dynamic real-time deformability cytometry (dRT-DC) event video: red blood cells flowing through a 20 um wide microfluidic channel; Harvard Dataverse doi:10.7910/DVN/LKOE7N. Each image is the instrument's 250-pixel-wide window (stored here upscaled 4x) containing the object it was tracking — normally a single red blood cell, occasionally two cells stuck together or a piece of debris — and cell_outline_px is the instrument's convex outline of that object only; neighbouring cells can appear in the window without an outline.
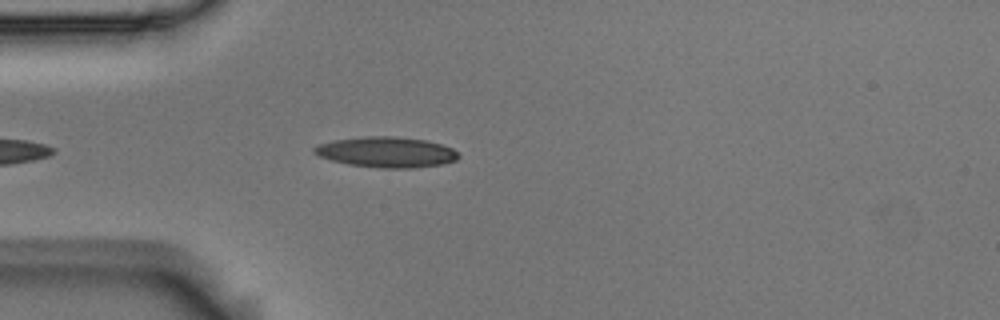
{"species": "Egyptian fruit bat (a non-hibernating species)", "species_latin": "Rousettus aegyptiacus", "temperature_condition": "room temperature", "stored_images_in_passage": 5, "camera_frame_rate_fps": 3000, "um_per_image_px": 0.085, "animal": {"sex": "male"}, "frame": {"image": 1, "passage_image": 5, "time_ms": 1.333, "image_size_px": [1000, 320], "cell_outline_px": [[460, 156], [456, 160], [444, 164], [412, 168], [380, 168], [348, 164], [332, 160], [320, 156], [312, 152], [312, 148], [316, 144], [332, 140], [364, 136], [396, 136], [428, 140], [452, 148]], "centroid_in_image_um": [32.83, 12.92], "position_along_channel_um": 52.2, "area_um2": 25.89}}